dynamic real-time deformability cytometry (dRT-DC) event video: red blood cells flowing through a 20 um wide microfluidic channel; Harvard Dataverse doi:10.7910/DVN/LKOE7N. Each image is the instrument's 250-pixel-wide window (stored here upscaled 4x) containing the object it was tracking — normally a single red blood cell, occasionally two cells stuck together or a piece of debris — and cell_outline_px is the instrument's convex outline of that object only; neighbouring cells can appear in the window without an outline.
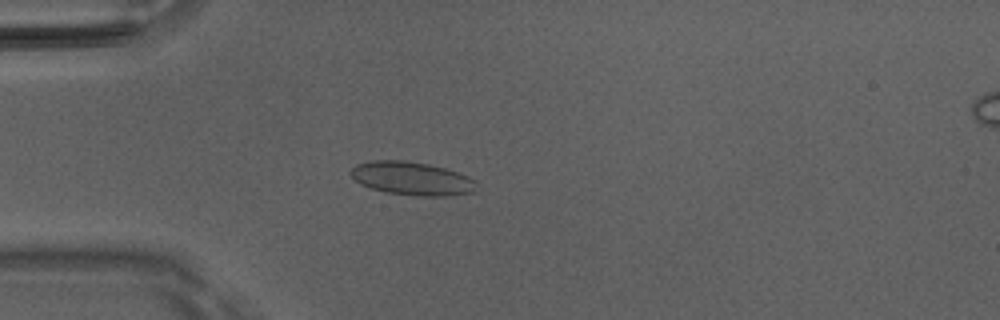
{"species": "Egyptian fruit bat (a non-hibernating species)", "species_latin": "Rousettus aegyptiacus", "temperature_condition": "room temperature", "stored_images_in_passage": 40, "camera_frame_rate_fps": 3000, "um_per_image_px": 0.085, "animal": {"sex": "male"}, "frame": {"image": 1, "passage_image": 4, "time_ms": 1.0, "image_size_px": [1000, 320], "cell_outline_px": [[476, 192], [448, 196], [416, 196], [388, 192], [372, 188], [360, 184], [348, 172], [356, 164], [372, 160], [404, 160], [428, 164], [444, 168], [468, 176], [476, 180]], "centroid_in_image_um": [35.02, 15.17], "position_along_channel_um": 50.0, "area_um2": 24.51}}
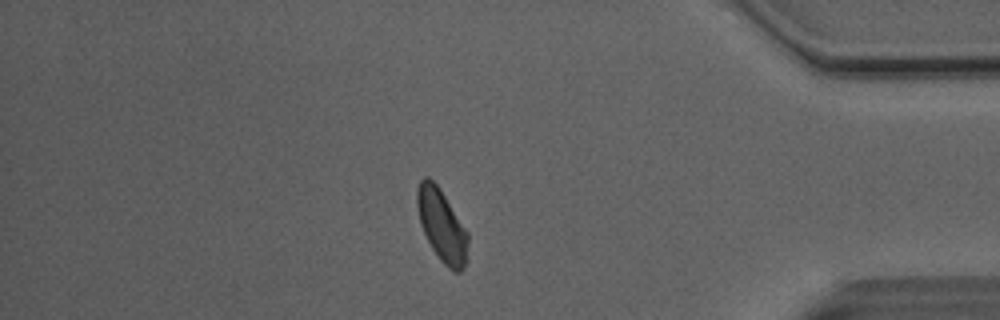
{"frame": {"image": 2, "passage_image": 33, "time_ms": 10.667, "image_size_px": [1000, 320], "cell_outline_px": [[468, 260], [460, 272], [456, 272], [448, 268], [440, 260], [432, 248], [420, 224], [416, 204], [416, 188], [420, 180], [424, 176], [428, 176], [440, 188], [468, 232]], "centroid_in_image_um": [37.55, 19.15], "position_along_channel_um": 397.6, "area_um2": 21.62}}
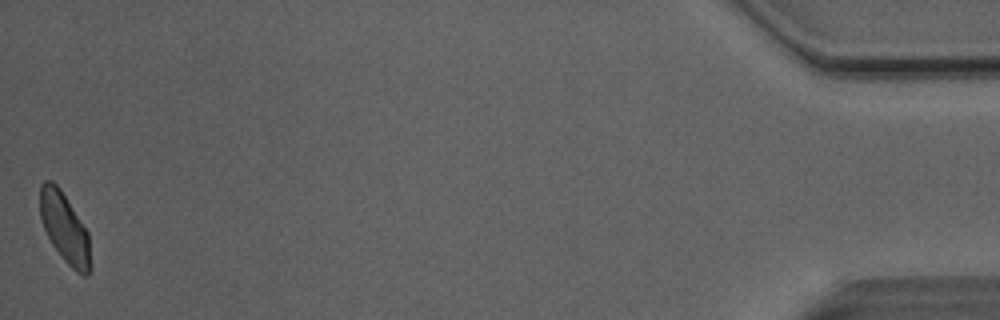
{"frame": {"image": 3, "passage_image": 40, "time_ms": 13.0, "image_size_px": [1000, 320], "cell_outline_px": [[92, 268], [88, 276], [84, 276], [76, 272], [64, 260], [52, 244], [44, 228], [40, 216], [40, 184], [44, 180], [52, 180], [60, 188], [88, 232], [92, 264]], "centroid_in_image_um": [5.52, 19.4], "position_along_channel_um": 429.7, "area_um2": 20.69}, "authors_computed_cell_mechanics": {"area_um2": 21.8195, "velocity_mm_per_s": 4.0781, "shape_relaxation_time_tau1_ms": 5.7082, "shape_relaxation_time_tau2_ms": 0.8984, "deformation_change_tau1": 0.1214, "deformation_change_tau2": 0.0648}}